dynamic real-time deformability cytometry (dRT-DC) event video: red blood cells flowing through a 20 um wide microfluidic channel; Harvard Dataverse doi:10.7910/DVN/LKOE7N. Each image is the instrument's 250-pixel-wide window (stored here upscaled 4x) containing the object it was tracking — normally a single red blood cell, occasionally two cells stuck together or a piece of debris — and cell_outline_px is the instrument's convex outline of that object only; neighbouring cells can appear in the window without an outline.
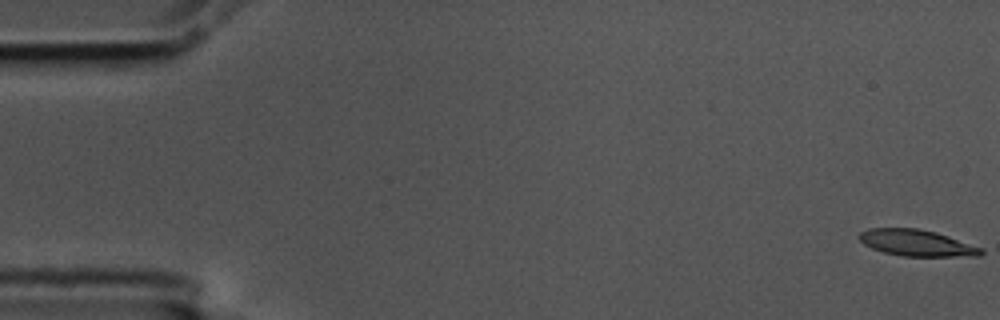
{"species": "common noctule bat (a hibernating species)", "species_latin": "Nyctalus noctula", "temperature_condition": "cold", "stored_images_in_passage": 57, "camera_frame_rate_fps": 3000, "um_per_image_px": 0.085, "animal": {"sex": "male", "body_mass_g": 17.5, "forearm_length_mm": 52.3}, "frame": {"image": 1, "passage_image": 1, "time_ms": 0.0, "image_size_px": [1000, 320], "cell_outline_px": [[984, 252], [980, 256], [900, 256], [884, 252], [872, 248], [864, 244], [856, 236], [860, 232], [868, 228], [920, 228], [936, 232], [984, 248]], "centroid_in_image_um": [77.92, 20.64], "position_along_channel_um": 7.1, "area_um2": 18.9}}
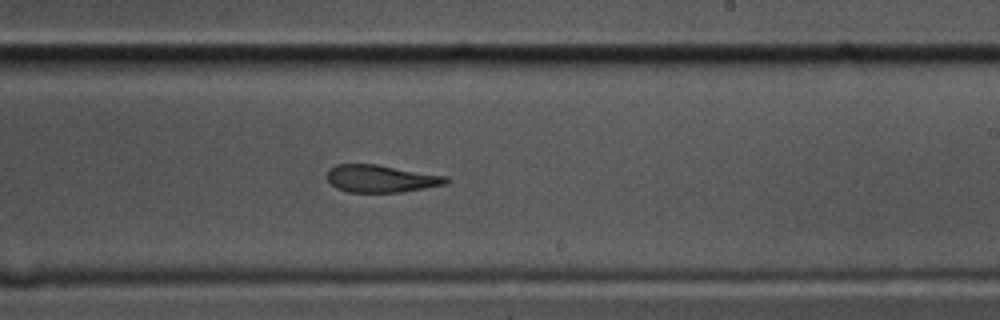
{"frame": {"image": 2, "passage_image": 34, "time_ms": 11.0, "image_size_px": [1000, 320], "cell_outline_px": [[452, 180], [448, 184], [400, 192], [348, 192], [336, 188], [324, 176], [328, 168], [336, 164], [376, 164], [448, 176]], "centroid_in_image_um": [32.38, 15.17], "position_along_channel_um": 256.6, "area_um2": 19.31}}
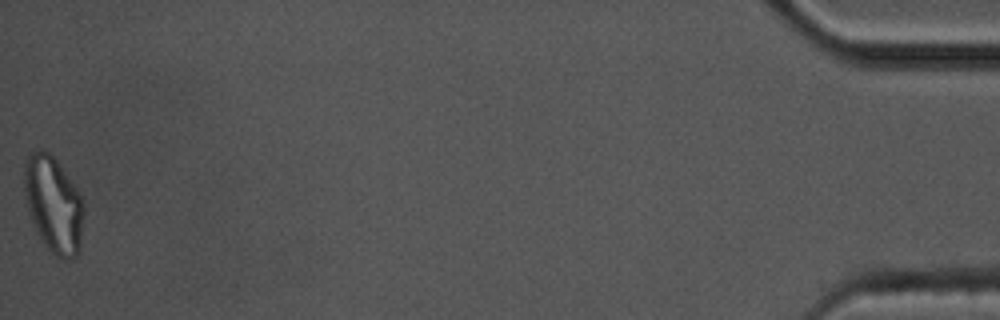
{"frame": {"image": 3, "passage_image": 57, "time_ms": 18.667, "image_size_px": [1000, 320], "cell_outline_px": [[84, 216], [80, 252], [76, 256], [68, 260], [60, 260], [44, 244], [36, 232], [28, 212], [24, 192], [24, 160], [32, 152], [40, 148], [44, 148], [56, 160], [80, 192], [84, 200]], "centroid_in_image_um": [4.56, 17.4], "position_along_channel_um": 430.6, "area_um2": 34.1}, "authors_computed_cell_mechanics": {"area_um2": 20.1722, "velocity_mm_per_s": 3.5531, "shape_relaxation_time_tau1_ms": 7.1439, "shape_relaxation_time_tau2_ms": 6.5636, "deformation_change_tau1": 0.2026, "deformation_change_tau2": 0.1509}}